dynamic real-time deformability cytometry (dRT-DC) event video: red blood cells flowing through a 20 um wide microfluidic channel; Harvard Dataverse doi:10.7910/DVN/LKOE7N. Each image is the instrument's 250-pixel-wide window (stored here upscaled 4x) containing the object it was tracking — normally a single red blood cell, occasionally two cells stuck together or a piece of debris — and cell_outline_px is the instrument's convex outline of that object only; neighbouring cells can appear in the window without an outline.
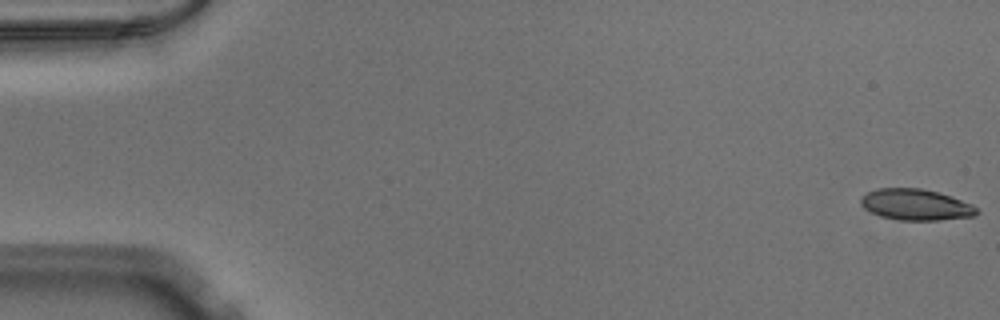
{"species": "Egyptian fruit bat (a non-hibernating species)", "species_latin": "Rousettus aegyptiacus", "temperature_condition": "warm", "stored_images_in_passage": 14, "camera_frame_rate_fps": 3000, "um_per_image_px": 0.085, "animal": {"sex": "male"}, "frame": {"image": 1, "passage_image": 1, "time_ms": 0.0, "image_size_px": [1000, 320], "cell_outline_px": [[980, 212], [976, 216], [940, 220], [900, 220], [880, 216], [864, 208], [860, 204], [860, 196], [876, 188], [920, 188], [952, 196], [972, 204]], "centroid_in_image_um": [77.84, 17.4], "position_along_channel_um": 7.2, "area_um2": 21.15}}
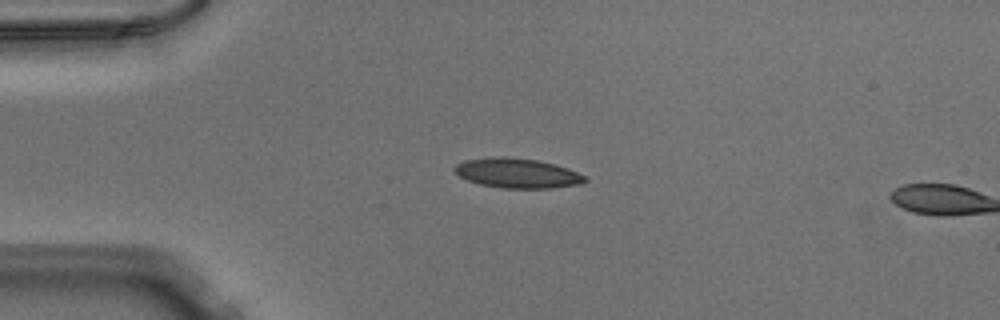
{"frame": {"image": 2, "passage_image": 13, "time_ms": 4.0, "image_size_px": [1000, 320], "cell_outline_px": [[588, 180], [580, 184], [552, 188], [500, 188], [480, 184], [468, 180], [460, 176], [452, 168], [456, 164], [464, 160], [496, 156], [504, 156], [536, 160], [556, 164], [568, 168], [588, 176]], "centroid_in_image_um": [44.0, 14.71], "position_along_channel_um": 41.0, "area_um2": 22.77}}